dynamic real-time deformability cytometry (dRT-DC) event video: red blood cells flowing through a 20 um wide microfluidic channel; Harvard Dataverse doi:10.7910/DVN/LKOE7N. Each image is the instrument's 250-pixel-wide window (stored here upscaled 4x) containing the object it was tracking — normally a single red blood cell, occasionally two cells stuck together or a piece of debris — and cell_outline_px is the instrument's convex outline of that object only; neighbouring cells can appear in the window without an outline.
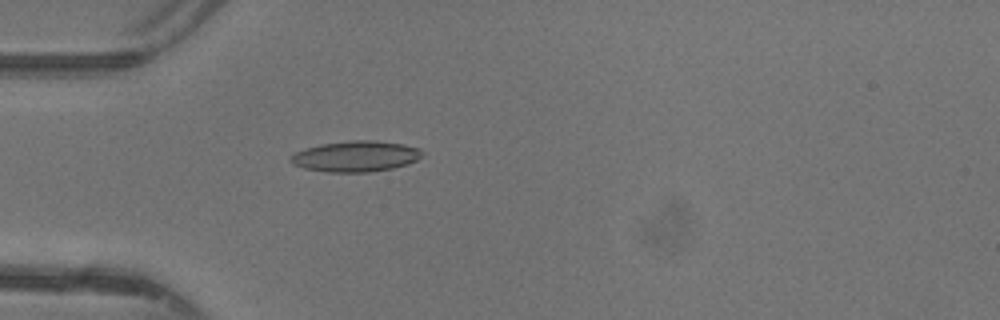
{"species": "common noctule bat (a hibernating species)", "species_latin": "Nyctalus noctula", "temperature_condition": "warm", "stored_images_in_passage": 32, "camera_frame_rate_fps": 3000, "um_per_image_px": 0.085, "animal": {"sex": "female"}, "frame": {"image": 1, "passage_image": 15, "time_ms": 4.667, "image_size_px": [1000, 320], "cell_outline_px": [[424, 152], [416, 160], [408, 164], [392, 168], [368, 172], [324, 172], [304, 168], [292, 164], [288, 160], [288, 156], [304, 148], [320, 144], [348, 140], [376, 140], [404, 144], [420, 148]], "centroid_in_image_um": [30.2, 13.28], "position_along_channel_um": 54.8, "area_um2": 23.93}}
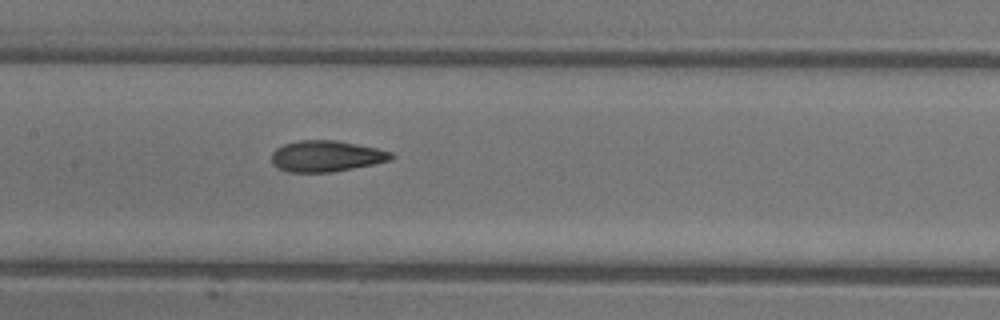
{"frame": {"image": 2, "passage_image": 24, "time_ms": 7.667, "image_size_px": [1000, 320], "cell_outline_px": [[396, 156], [392, 160], [332, 172], [288, 172], [276, 168], [272, 164], [272, 152], [276, 148], [284, 144], [300, 140], [336, 140], [376, 148], [392, 152]], "centroid_in_image_um": [27.71, 13.27], "position_along_channel_um": 179.7, "area_um2": 21.73}}
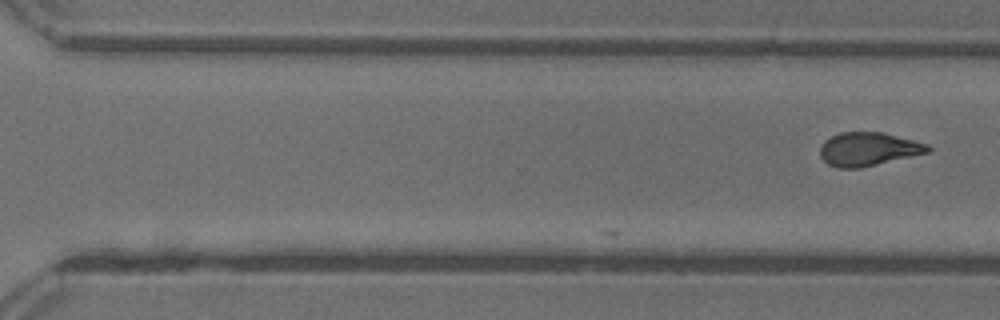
{"frame": {"image": 3, "passage_image": 32, "time_ms": 10.333, "image_size_px": [1000, 320], "cell_outline_px": [[932, 152], [860, 168], [836, 168], [828, 164], [820, 156], [820, 148], [824, 140], [840, 132], [884, 132], [928, 144], [932, 148]], "centroid_in_image_um": [73.84, 12.68], "position_along_channel_um": 296.8, "area_um2": 21.27}}